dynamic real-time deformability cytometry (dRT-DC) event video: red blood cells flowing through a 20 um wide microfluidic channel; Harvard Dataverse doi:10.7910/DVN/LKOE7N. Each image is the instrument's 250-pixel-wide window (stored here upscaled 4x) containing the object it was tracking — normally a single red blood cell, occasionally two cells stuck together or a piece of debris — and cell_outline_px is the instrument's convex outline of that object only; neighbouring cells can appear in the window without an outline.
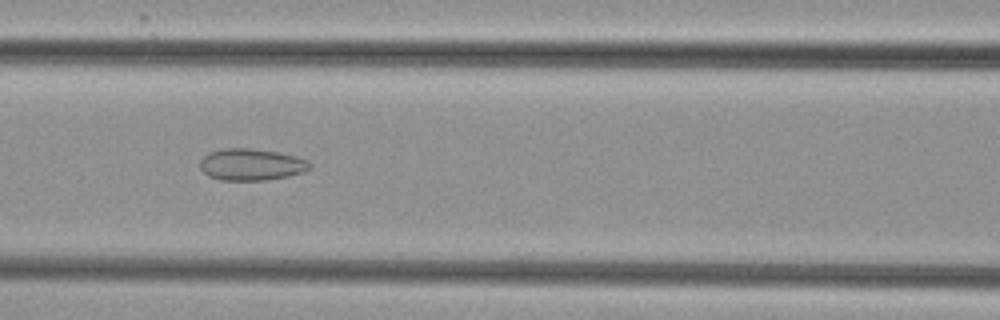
{"species": "common noctule bat (a hibernating species)", "species_latin": "Nyctalus noctula", "temperature_condition": "cold", "stored_images_in_passage": 7, "camera_frame_rate_fps": 3000, "um_per_image_px": 0.085, "animal": {"sex": "female", "body_mass_g": 29.2, "forearm_length_mm": 56.3}, "frame": {"image": 1, "passage_image": 6, "time_ms": 6.333, "image_size_px": [1000, 320], "cell_outline_px": [[312, 168], [304, 172], [288, 176], [264, 180], [220, 180], [208, 176], [200, 168], [200, 160], [208, 152], [224, 148], [252, 148], [280, 152], [296, 156], [308, 160], [312, 164]], "centroid_in_image_um": [21.38, 13.98], "position_along_channel_um": 145.2, "area_um2": 20.58}}